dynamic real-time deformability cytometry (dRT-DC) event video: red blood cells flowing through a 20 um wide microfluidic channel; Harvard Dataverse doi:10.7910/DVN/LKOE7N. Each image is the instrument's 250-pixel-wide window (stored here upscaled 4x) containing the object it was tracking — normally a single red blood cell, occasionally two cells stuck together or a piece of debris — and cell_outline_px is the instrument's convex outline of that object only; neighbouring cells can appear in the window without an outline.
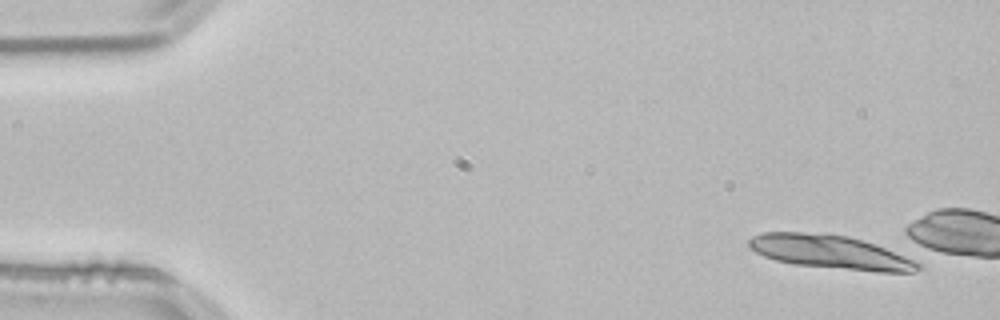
{"species": "common noctule bat (a hibernating species)", "species_latin": "Nyctalus noctula", "temperature_condition": "room temperature", "stored_images_in_passage": 1, "camera_frame_rate_fps": 3000, "um_per_image_px": 0.085, "animal": {"sex": "male", "body_mass_g": 21.5, "forearm_length_mm": 52.0}, "frame": {"image": 1, "passage_image": 1, "time_ms": 0.0, "image_size_px": [1000, 320], "cell_outline_px": [[924, 268], [916, 272], [876, 272], [796, 264], [776, 260], [764, 256], [756, 252], [748, 244], [748, 240], [752, 236], [764, 232], [804, 232], [848, 236], [884, 248], [912, 260], [920, 264]], "centroid_in_image_um": [70.56, 21.43], "position_along_channel_um": 14.4, "area_um2": 32.6}}